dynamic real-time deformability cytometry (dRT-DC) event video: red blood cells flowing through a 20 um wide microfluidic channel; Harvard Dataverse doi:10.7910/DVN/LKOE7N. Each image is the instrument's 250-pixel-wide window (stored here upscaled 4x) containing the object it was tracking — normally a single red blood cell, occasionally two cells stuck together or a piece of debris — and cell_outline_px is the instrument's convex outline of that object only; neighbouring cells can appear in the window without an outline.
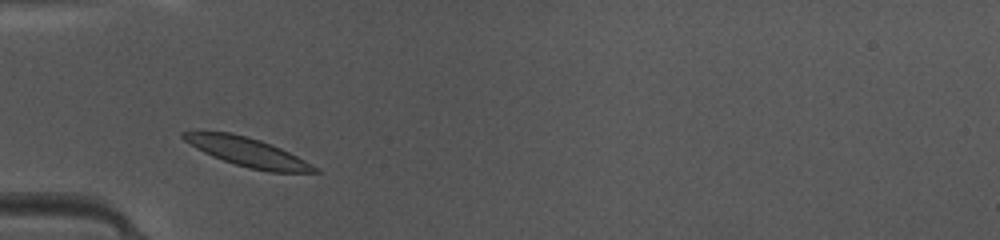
{"species": "common noctule bat (a hibernating species)", "species_latin": "Nyctalus noctula", "temperature_condition": "warm", "stored_images_in_passage": 28, "camera_frame_rate_fps": 3000, "um_per_image_px": 0.085, "animal": {"sex": "female", "body_mass_g": 10.0, "forearm_length_mm": 53.1}, "frame": {"image": 1, "passage_image": 3, "time_ms": 0.667, "image_size_px": [1000, 240], "cell_outline_px": [[320, 172], [268, 172], [236, 164], [212, 156], [196, 148], [184, 140], [180, 136], [180, 132], [232, 132], [248, 136], [272, 144], [304, 160], [316, 168]], "centroid_in_image_um": [21.01, 12.91], "position_along_channel_um": 64.0, "area_um2": 21.62}}
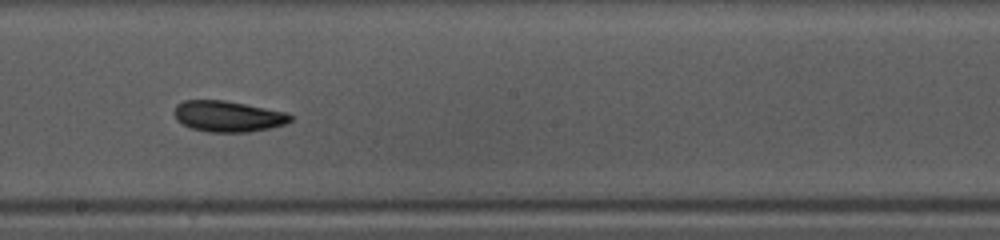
{"frame": {"image": 2, "passage_image": 15, "time_ms": 4.667, "image_size_px": [1000, 240], "cell_outline_px": [[292, 120], [284, 124], [268, 128], [248, 132], [208, 132], [192, 128], [176, 120], [172, 112], [176, 104], [184, 100], [224, 100], [288, 112], [292, 116]], "centroid_in_image_um": [19.35, 9.88], "position_along_channel_um": 228.9, "area_um2": 21.04}}
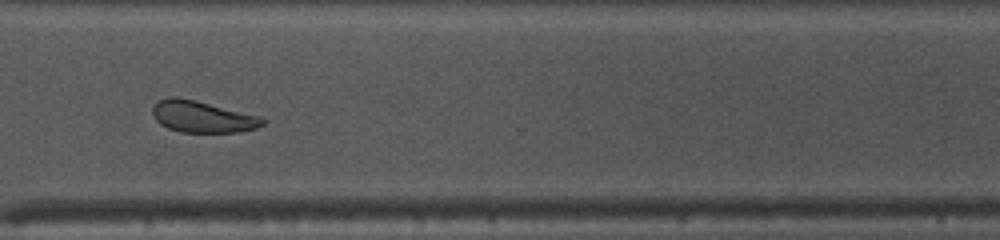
{"frame": {"image": 3, "passage_image": 24, "time_ms": 7.667, "image_size_px": [1000, 240], "cell_outline_px": [[268, 120], [264, 124], [256, 128], [236, 132], [180, 132], [168, 128], [160, 124], [152, 116], [152, 108], [160, 100], [172, 96], [176, 96], [196, 100], [260, 116]], "centroid_in_image_um": [17.21, 9.92], "position_along_channel_um": 353.4, "area_um2": 20.29}, "authors_computed_cell_mechanics": {"area_um2": 20.6635, "velocity_mm_per_s": 4.1634, "shape_relaxation_time_tau1_ms": 4.1101, "shape_relaxation_time_tau2_ms": 2.0965, "deformation_change_tau1": 0.1133, "deformation_change_tau2": 0.0599}}